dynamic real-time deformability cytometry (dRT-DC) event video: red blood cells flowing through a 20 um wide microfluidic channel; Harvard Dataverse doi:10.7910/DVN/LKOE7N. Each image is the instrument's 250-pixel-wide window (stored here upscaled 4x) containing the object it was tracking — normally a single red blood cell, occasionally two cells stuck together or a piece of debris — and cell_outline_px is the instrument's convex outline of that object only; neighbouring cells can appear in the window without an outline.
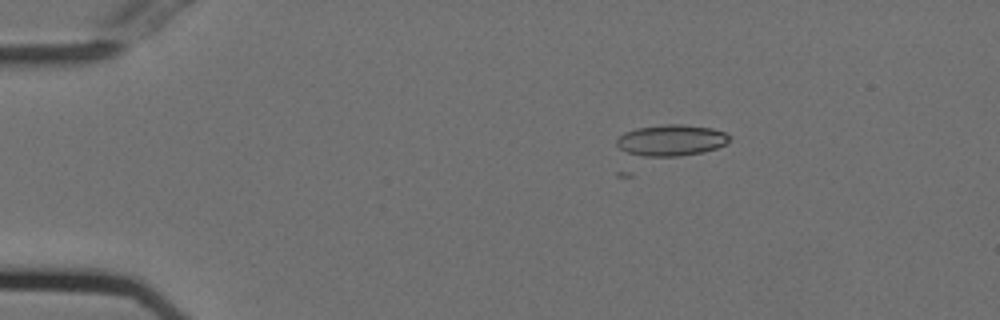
{"species": "Egyptian fruit bat (a non-hibernating species)", "species_latin": "Rousettus aegyptiacus", "temperature_condition": "cold", "stored_images_in_passage": 4, "camera_frame_rate_fps": 3000, "um_per_image_px": 0.085, "animal": {"sex": "female"}, "frame": {"image": 1, "passage_image": 1, "time_ms": 0.0, "image_size_px": [1000, 320], "cell_outline_px": [[732, 136], [724, 144], [716, 148], [704, 152], [680, 156], [644, 156], [628, 152], [620, 148], [616, 144], [616, 140], [624, 132], [636, 128], [664, 124], [680, 124], [712, 128], [724, 132]], "centroid_in_image_um": [57.06, 11.91], "position_along_channel_um": 27.9, "area_um2": 20.4}}